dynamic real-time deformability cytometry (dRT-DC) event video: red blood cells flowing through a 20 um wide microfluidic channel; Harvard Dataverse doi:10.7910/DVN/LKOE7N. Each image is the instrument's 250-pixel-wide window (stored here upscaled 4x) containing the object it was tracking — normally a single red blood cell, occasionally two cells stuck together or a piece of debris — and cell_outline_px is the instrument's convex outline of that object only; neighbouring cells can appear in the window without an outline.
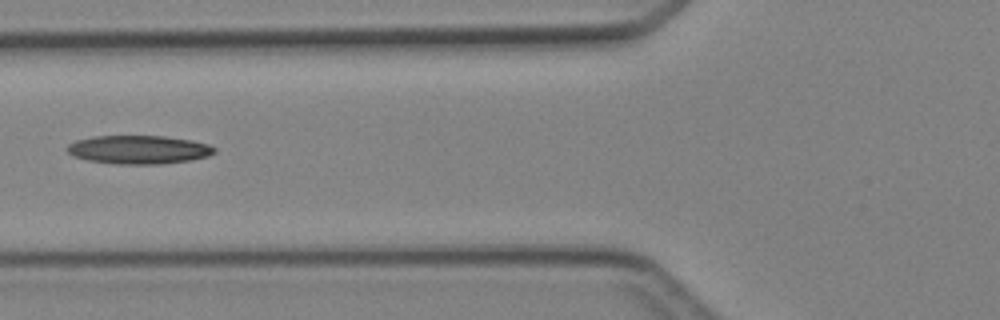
{"species": "Egyptian fruit bat (a non-hibernating species)", "species_latin": "Rousettus aegyptiacus", "temperature_condition": "cold", "stored_images_in_passage": 5, "camera_frame_rate_fps": 3000, "um_per_image_px": 0.085, "animal": {"sex": "female"}, "frame": {"image": 1, "passage_image": 5, "time_ms": 5.667, "image_size_px": [1000, 320], "cell_outline_px": [[216, 152], [208, 156], [192, 160], [160, 164], [116, 164], [88, 160], [72, 156], [64, 148], [68, 144], [76, 140], [92, 136], [164, 136], [192, 140], [208, 144], [216, 148]], "centroid_in_image_um": [11.78, 12.72], "position_along_channel_um": 114.0, "area_um2": 24.68}}